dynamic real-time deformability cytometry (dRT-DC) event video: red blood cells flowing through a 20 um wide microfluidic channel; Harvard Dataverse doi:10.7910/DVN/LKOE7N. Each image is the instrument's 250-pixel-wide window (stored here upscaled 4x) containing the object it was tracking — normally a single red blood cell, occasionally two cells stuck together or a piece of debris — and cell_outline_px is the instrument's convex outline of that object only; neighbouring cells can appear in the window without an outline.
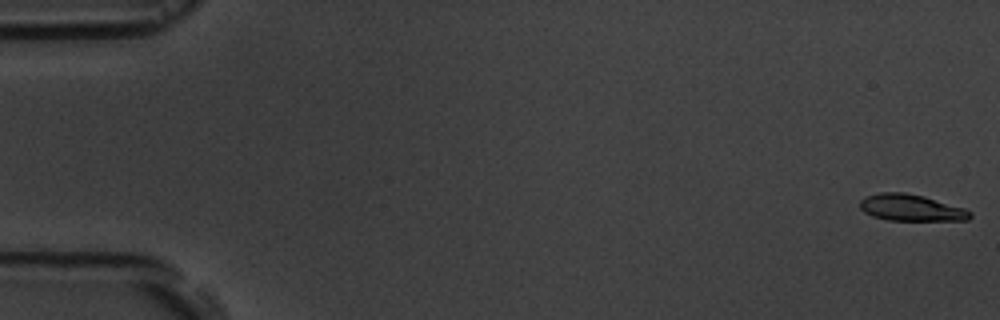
{"species": "common noctule bat (a hibernating species)", "species_latin": "Nyctalus noctula", "temperature_condition": "room temperature", "stored_images_in_passage": 6, "camera_frame_rate_fps": 3000, "um_per_image_px": 0.085, "animal": {"sex": "male", "body_mass_g": 19.5, "forearm_length_mm": 54.6}, "frame": {"image": 1, "passage_image": 1, "time_ms": 0.0, "image_size_px": [1000, 320], "cell_outline_px": [[972, 216], [968, 220], [888, 220], [872, 216], [864, 212], [860, 208], [860, 200], [864, 196], [880, 192], [904, 192], [924, 196], [964, 208], [972, 212]], "centroid_in_image_um": [77.42, 17.65], "position_along_channel_um": 7.6, "area_um2": 17.11}}